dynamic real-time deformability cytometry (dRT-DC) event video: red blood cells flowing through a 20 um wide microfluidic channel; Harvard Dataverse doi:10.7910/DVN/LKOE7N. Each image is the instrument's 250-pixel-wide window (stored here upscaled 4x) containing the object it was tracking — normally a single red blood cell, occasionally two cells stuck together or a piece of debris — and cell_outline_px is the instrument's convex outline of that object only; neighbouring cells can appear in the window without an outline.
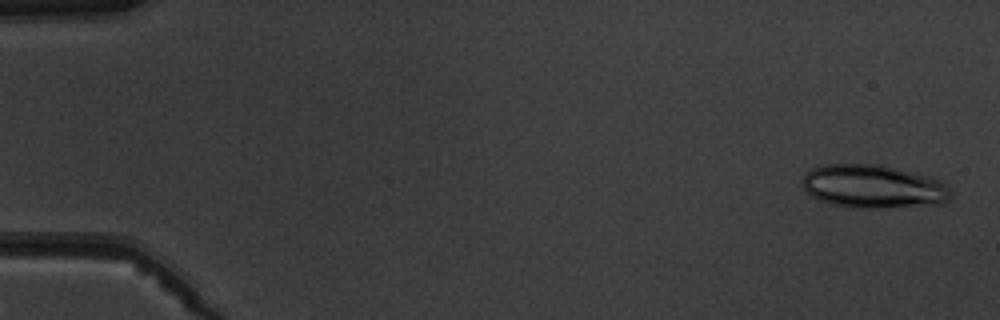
{"species": "common noctule bat (a hibernating species)", "species_latin": "Nyctalus noctula", "temperature_condition": "warm", "stored_images_in_passage": 5, "camera_frame_rate_fps": 3000, "um_per_image_px": 0.085, "animal": {"sex": "male", "body_mass_g": 19.5, "forearm_length_mm": 54.6}, "frame": {"image": 1, "passage_image": 1, "time_ms": 0.0, "image_size_px": [1000, 320], "cell_outline_px": [[952, 196], [944, 204], [884, 208], [852, 208], [832, 204], [820, 200], [812, 196], [804, 188], [804, 176], [812, 168], [824, 164], [884, 164], [932, 176], [940, 180], [952, 192]], "centroid_in_image_um": [74.3, 15.85], "position_along_channel_um": 10.7, "area_um2": 37.97}}